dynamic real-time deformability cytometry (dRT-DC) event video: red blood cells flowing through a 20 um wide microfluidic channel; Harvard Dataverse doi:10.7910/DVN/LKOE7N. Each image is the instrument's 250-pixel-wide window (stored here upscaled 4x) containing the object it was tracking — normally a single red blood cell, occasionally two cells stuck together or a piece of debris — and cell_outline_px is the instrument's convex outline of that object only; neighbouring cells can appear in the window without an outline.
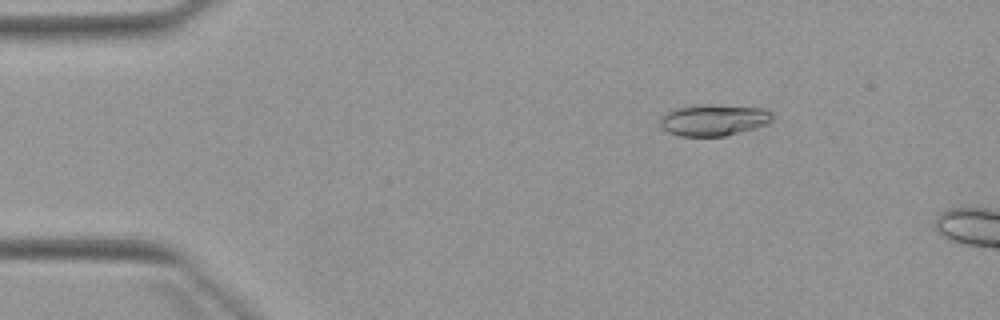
{"species": "Egyptian fruit bat (a non-hibernating species)", "species_latin": "Rousettus aegyptiacus", "temperature_condition": "warm", "stored_images_in_passage": 4, "camera_frame_rate_fps": 3000, "um_per_image_px": 0.085, "animal": {"sex": "female"}, "frame": {"image": 1, "passage_image": 3, "time_ms": 2.0, "image_size_px": [1000, 320], "cell_outline_px": [[772, 120], [768, 124], [756, 128], [724, 136], [680, 136], [668, 132], [660, 124], [660, 120], [668, 112], [676, 108], [712, 104], [764, 108], [772, 112]], "centroid_in_image_um": [60.73, 10.2], "position_along_channel_um": 24.3, "area_um2": 20.4}}